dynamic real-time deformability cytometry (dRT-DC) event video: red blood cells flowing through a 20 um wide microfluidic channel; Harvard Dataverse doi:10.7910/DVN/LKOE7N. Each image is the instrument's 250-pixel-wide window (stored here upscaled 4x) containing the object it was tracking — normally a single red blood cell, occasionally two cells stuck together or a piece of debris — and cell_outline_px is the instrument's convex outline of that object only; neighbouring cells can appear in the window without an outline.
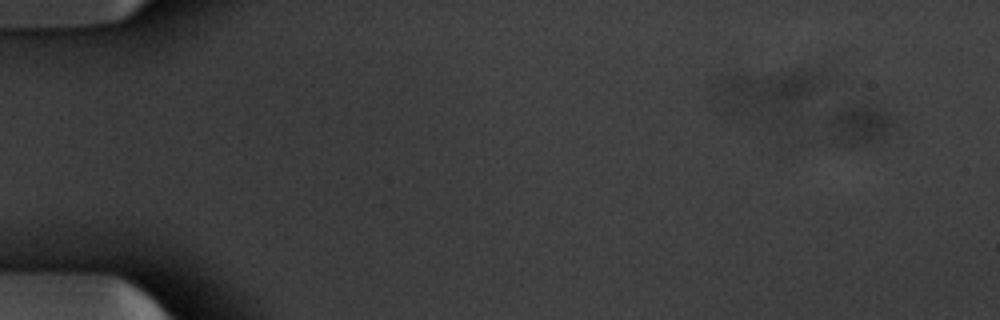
{"species": "common noctule bat (a hibernating species)", "species_latin": "Nyctalus noctula", "temperature_condition": "warm", "stored_images_in_passage": 12, "segment_of_instrument_passage": [1, 2], "camera_frame_rate_fps": 3000, "um_per_image_px": 0.085, "animal": {"sex": "male", "body_mass_g": 20.1, "forearm_length_mm": 53.5}, "frame": {"image": 1, "passage_image": 1, "time_ms": 0.0, "image_size_px": [1000, 320], "cell_outline_px": [[896, 116], [884, 140], [864, 144], [844, 144], [840, 140], [828, 124], [828, 120], [836, 112], [852, 104], [884, 104]], "centroid_in_image_um": [73.28, 10.49], "position_along_channel_um": 11.7, "area_um2": 15.2}}